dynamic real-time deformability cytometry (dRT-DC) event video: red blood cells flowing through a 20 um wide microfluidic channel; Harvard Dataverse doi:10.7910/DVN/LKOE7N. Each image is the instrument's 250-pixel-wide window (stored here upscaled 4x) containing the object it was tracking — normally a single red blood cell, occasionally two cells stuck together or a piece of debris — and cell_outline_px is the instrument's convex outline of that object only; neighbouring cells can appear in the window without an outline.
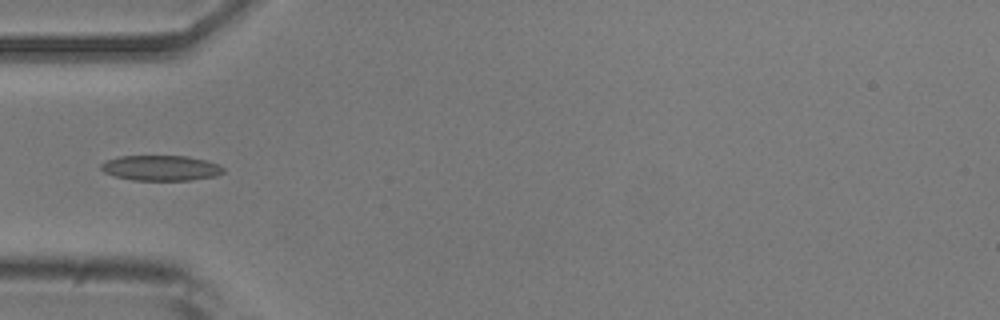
{"species": "common noctule bat (a hibernating species)", "species_latin": "Nyctalus noctula", "temperature_condition": "room temperature", "stored_images_in_passage": 37, "camera_frame_rate_fps": 3000, "um_per_image_px": 0.085, "animal": {"sex": "male", "body_mass_g": 20.5, "forearm_length_mm": 52.5}, "frame": {"image": 1, "passage_image": 1, "time_ms": 0.0, "image_size_px": [1000, 320], "cell_outline_px": [[224, 172], [216, 176], [192, 180], [132, 180], [116, 176], [104, 172], [100, 168], [100, 164], [108, 160], [120, 156], [188, 156], [220, 164], [224, 168]], "centroid_in_image_um": [13.7, 14.28], "position_along_channel_um": 71.3, "area_um2": 18.03}}
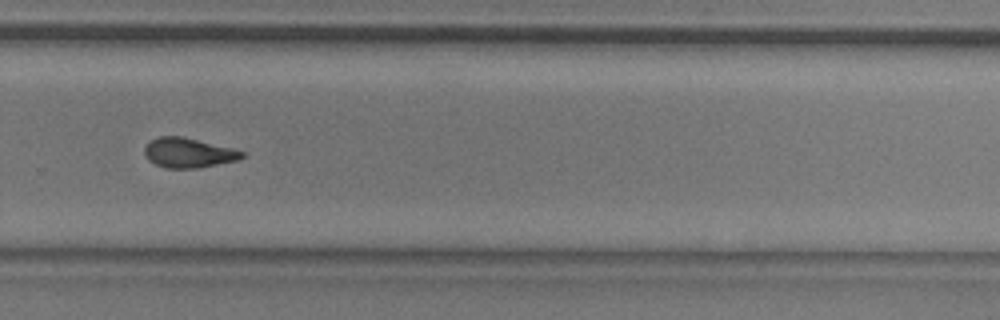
{"frame": {"image": 2, "passage_image": 20, "time_ms": 6.333, "image_size_px": [1000, 320], "cell_outline_px": [[244, 156], [236, 160], [196, 168], [164, 168], [148, 160], [144, 152], [144, 148], [156, 136], [180, 136], [244, 152]], "centroid_in_image_um": [15.94, 12.99], "position_along_channel_um": 313.9, "area_um2": 16.36}}
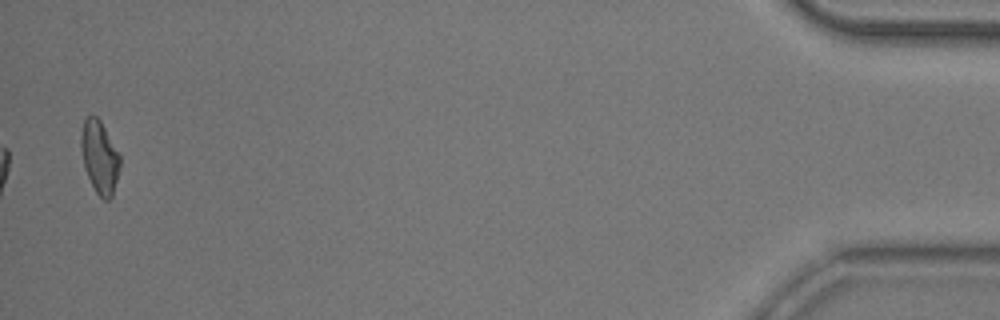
{"frame": {"image": 3, "passage_image": 36, "time_ms": 11.667, "image_size_px": [1000, 320], "cell_outline_px": [[120, 164], [112, 196], [108, 200], [104, 200], [96, 192], [84, 168], [80, 148], [80, 136], [84, 120], [88, 116], [96, 116], [100, 120], [120, 152]], "centroid_in_image_um": [8.46, 13.32], "position_along_channel_um": 426.7, "area_um2": 16.53}}